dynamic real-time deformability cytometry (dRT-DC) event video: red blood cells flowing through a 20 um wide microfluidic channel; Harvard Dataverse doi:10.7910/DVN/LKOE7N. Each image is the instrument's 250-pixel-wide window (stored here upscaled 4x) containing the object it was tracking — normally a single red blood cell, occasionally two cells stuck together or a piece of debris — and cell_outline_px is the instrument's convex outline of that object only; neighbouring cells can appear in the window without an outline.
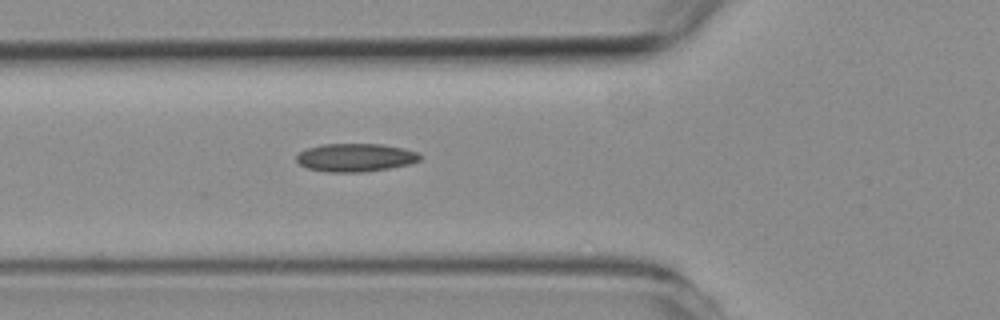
{"species": "common noctule bat (a hibernating species)", "species_latin": "Nyctalus noctula", "temperature_condition": "room temperature", "stored_images_in_passage": 5, "camera_frame_rate_fps": 3000, "um_per_image_px": 0.085, "animal": {"sex": "female", "body_mass_g": 19.3, "forearm_length_mm": 54.1}, "frame": {"image": 1, "passage_image": 5, "time_ms": 6.0, "image_size_px": [1000, 320], "cell_outline_px": [[420, 160], [408, 164], [388, 168], [364, 172], [328, 172], [308, 168], [300, 164], [296, 160], [296, 156], [300, 152], [308, 148], [324, 144], [384, 144], [404, 148], [416, 152], [420, 156]], "centroid_in_image_um": [30.21, 13.39], "position_along_channel_um": 95.6, "area_um2": 20.11}}